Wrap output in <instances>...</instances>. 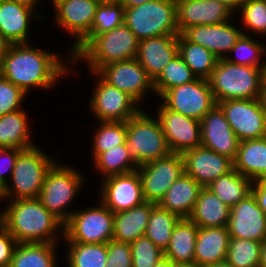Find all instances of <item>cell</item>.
Returning <instances> with one entry per match:
<instances>
[{
  "instance_id": "obj_1",
  "label": "cell",
  "mask_w": 266,
  "mask_h": 267,
  "mask_svg": "<svg viewBox=\"0 0 266 267\" xmlns=\"http://www.w3.org/2000/svg\"><path fill=\"white\" fill-rule=\"evenodd\" d=\"M48 51L50 49L35 48L29 42L10 44L0 65V75L27 95L32 88L51 89L69 72L67 64L72 63V57L68 52L65 62L57 53Z\"/></svg>"
},
{
  "instance_id": "obj_2",
  "label": "cell",
  "mask_w": 266,
  "mask_h": 267,
  "mask_svg": "<svg viewBox=\"0 0 266 267\" xmlns=\"http://www.w3.org/2000/svg\"><path fill=\"white\" fill-rule=\"evenodd\" d=\"M8 201L2 211L3 227L17 243H57L58 231L64 237V223L49 212L38 198Z\"/></svg>"
},
{
  "instance_id": "obj_3",
  "label": "cell",
  "mask_w": 266,
  "mask_h": 267,
  "mask_svg": "<svg viewBox=\"0 0 266 267\" xmlns=\"http://www.w3.org/2000/svg\"><path fill=\"white\" fill-rule=\"evenodd\" d=\"M139 40L124 23L113 30L96 35L73 59L72 64L84 61L90 72H97L102 66L135 59Z\"/></svg>"
},
{
  "instance_id": "obj_4",
  "label": "cell",
  "mask_w": 266,
  "mask_h": 267,
  "mask_svg": "<svg viewBox=\"0 0 266 267\" xmlns=\"http://www.w3.org/2000/svg\"><path fill=\"white\" fill-rule=\"evenodd\" d=\"M57 161L45 154L37 145L23 150L18 155L11 174L13 184L9 183L3 188V202L38 198L46 174Z\"/></svg>"
},
{
  "instance_id": "obj_5",
  "label": "cell",
  "mask_w": 266,
  "mask_h": 267,
  "mask_svg": "<svg viewBox=\"0 0 266 267\" xmlns=\"http://www.w3.org/2000/svg\"><path fill=\"white\" fill-rule=\"evenodd\" d=\"M214 99H258L261 91L260 68L219 59L208 79Z\"/></svg>"
},
{
  "instance_id": "obj_6",
  "label": "cell",
  "mask_w": 266,
  "mask_h": 267,
  "mask_svg": "<svg viewBox=\"0 0 266 267\" xmlns=\"http://www.w3.org/2000/svg\"><path fill=\"white\" fill-rule=\"evenodd\" d=\"M125 144L138 166L171 153L157 116L152 118L143 109L126 121Z\"/></svg>"
},
{
  "instance_id": "obj_7",
  "label": "cell",
  "mask_w": 266,
  "mask_h": 267,
  "mask_svg": "<svg viewBox=\"0 0 266 267\" xmlns=\"http://www.w3.org/2000/svg\"><path fill=\"white\" fill-rule=\"evenodd\" d=\"M123 20L139 41L179 34L176 0H154L124 8Z\"/></svg>"
},
{
  "instance_id": "obj_8",
  "label": "cell",
  "mask_w": 266,
  "mask_h": 267,
  "mask_svg": "<svg viewBox=\"0 0 266 267\" xmlns=\"http://www.w3.org/2000/svg\"><path fill=\"white\" fill-rule=\"evenodd\" d=\"M77 169L60 164L58 161L46 174L38 199L42 205L64 224L74 210H67L75 196L82 189L86 179ZM69 211V212H68Z\"/></svg>"
},
{
  "instance_id": "obj_9",
  "label": "cell",
  "mask_w": 266,
  "mask_h": 267,
  "mask_svg": "<svg viewBox=\"0 0 266 267\" xmlns=\"http://www.w3.org/2000/svg\"><path fill=\"white\" fill-rule=\"evenodd\" d=\"M95 207L75 210L64 224L65 242L107 243L113 237L114 213L100 200Z\"/></svg>"
},
{
  "instance_id": "obj_10",
  "label": "cell",
  "mask_w": 266,
  "mask_h": 267,
  "mask_svg": "<svg viewBox=\"0 0 266 267\" xmlns=\"http://www.w3.org/2000/svg\"><path fill=\"white\" fill-rule=\"evenodd\" d=\"M160 98L167 109L199 121L217 104L209 81L201 78L171 88Z\"/></svg>"
},
{
  "instance_id": "obj_11",
  "label": "cell",
  "mask_w": 266,
  "mask_h": 267,
  "mask_svg": "<svg viewBox=\"0 0 266 267\" xmlns=\"http://www.w3.org/2000/svg\"><path fill=\"white\" fill-rule=\"evenodd\" d=\"M96 76L97 84L93 95L89 99L90 114L98 121L126 122L135 116L142 108L126 92L120 91L106 83L97 73L90 72Z\"/></svg>"
},
{
  "instance_id": "obj_12",
  "label": "cell",
  "mask_w": 266,
  "mask_h": 267,
  "mask_svg": "<svg viewBox=\"0 0 266 267\" xmlns=\"http://www.w3.org/2000/svg\"><path fill=\"white\" fill-rule=\"evenodd\" d=\"M142 182L145 201L159 204L168 188L184 173L182 154L170 153L137 168Z\"/></svg>"
},
{
  "instance_id": "obj_13",
  "label": "cell",
  "mask_w": 266,
  "mask_h": 267,
  "mask_svg": "<svg viewBox=\"0 0 266 267\" xmlns=\"http://www.w3.org/2000/svg\"><path fill=\"white\" fill-rule=\"evenodd\" d=\"M217 105L240 141L266 137V114L258 99H228Z\"/></svg>"
},
{
  "instance_id": "obj_14",
  "label": "cell",
  "mask_w": 266,
  "mask_h": 267,
  "mask_svg": "<svg viewBox=\"0 0 266 267\" xmlns=\"http://www.w3.org/2000/svg\"><path fill=\"white\" fill-rule=\"evenodd\" d=\"M96 73L109 85L126 92L138 104L147 91L155 93L154 81L136 58L106 64Z\"/></svg>"
},
{
  "instance_id": "obj_15",
  "label": "cell",
  "mask_w": 266,
  "mask_h": 267,
  "mask_svg": "<svg viewBox=\"0 0 266 267\" xmlns=\"http://www.w3.org/2000/svg\"><path fill=\"white\" fill-rule=\"evenodd\" d=\"M101 179L98 198L114 214L146 202L138 170Z\"/></svg>"
},
{
  "instance_id": "obj_16",
  "label": "cell",
  "mask_w": 266,
  "mask_h": 267,
  "mask_svg": "<svg viewBox=\"0 0 266 267\" xmlns=\"http://www.w3.org/2000/svg\"><path fill=\"white\" fill-rule=\"evenodd\" d=\"M101 0H61L54 5V21L76 40L73 51L90 33Z\"/></svg>"
},
{
  "instance_id": "obj_17",
  "label": "cell",
  "mask_w": 266,
  "mask_h": 267,
  "mask_svg": "<svg viewBox=\"0 0 266 267\" xmlns=\"http://www.w3.org/2000/svg\"><path fill=\"white\" fill-rule=\"evenodd\" d=\"M157 118L164 132L167 145L172 153L182 154L201 146L200 121L167 109L158 107Z\"/></svg>"
},
{
  "instance_id": "obj_18",
  "label": "cell",
  "mask_w": 266,
  "mask_h": 267,
  "mask_svg": "<svg viewBox=\"0 0 266 267\" xmlns=\"http://www.w3.org/2000/svg\"><path fill=\"white\" fill-rule=\"evenodd\" d=\"M230 237L258 242L266 240V213L251 192L230 208L228 222Z\"/></svg>"
},
{
  "instance_id": "obj_19",
  "label": "cell",
  "mask_w": 266,
  "mask_h": 267,
  "mask_svg": "<svg viewBox=\"0 0 266 267\" xmlns=\"http://www.w3.org/2000/svg\"><path fill=\"white\" fill-rule=\"evenodd\" d=\"M184 173L192 177L202 187L234 169L232 159L204 146L186 150L182 153Z\"/></svg>"
},
{
  "instance_id": "obj_20",
  "label": "cell",
  "mask_w": 266,
  "mask_h": 267,
  "mask_svg": "<svg viewBox=\"0 0 266 267\" xmlns=\"http://www.w3.org/2000/svg\"><path fill=\"white\" fill-rule=\"evenodd\" d=\"M201 146L213 150L233 161L240 140L233 132L221 108L216 104L200 121Z\"/></svg>"
},
{
  "instance_id": "obj_21",
  "label": "cell",
  "mask_w": 266,
  "mask_h": 267,
  "mask_svg": "<svg viewBox=\"0 0 266 267\" xmlns=\"http://www.w3.org/2000/svg\"><path fill=\"white\" fill-rule=\"evenodd\" d=\"M177 24L181 34L198 25H213L232 20L234 12L217 0H176Z\"/></svg>"
},
{
  "instance_id": "obj_22",
  "label": "cell",
  "mask_w": 266,
  "mask_h": 267,
  "mask_svg": "<svg viewBox=\"0 0 266 267\" xmlns=\"http://www.w3.org/2000/svg\"><path fill=\"white\" fill-rule=\"evenodd\" d=\"M243 29L229 23L198 25L185 29L181 34L190 42L201 45L219 59H223L242 34Z\"/></svg>"
},
{
  "instance_id": "obj_23",
  "label": "cell",
  "mask_w": 266,
  "mask_h": 267,
  "mask_svg": "<svg viewBox=\"0 0 266 267\" xmlns=\"http://www.w3.org/2000/svg\"><path fill=\"white\" fill-rule=\"evenodd\" d=\"M178 35L170 34L139 41L136 59L155 81L164 67L178 55Z\"/></svg>"
},
{
  "instance_id": "obj_24",
  "label": "cell",
  "mask_w": 266,
  "mask_h": 267,
  "mask_svg": "<svg viewBox=\"0 0 266 267\" xmlns=\"http://www.w3.org/2000/svg\"><path fill=\"white\" fill-rule=\"evenodd\" d=\"M36 10L15 0H0V34L9 44L28 43L33 20H42Z\"/></svg>"
},
{
  "instance_id": "obj_25",
  "label": "cell",
  "mask_w": 266,
  "mask_h": 267,
  "mask_svg": "<svg viewBox=\"0 0 266 267\" xmlns=\"http://www.w3.org/2000/svg\"><path fill=\"white\" fill-rule=\"evenodd\" d=\"M229 241L227 227L198 228L194 264L205 267L226 260Z\"/></svg>"
},
{
  "instance_id": "obj_26",
  "label": "cell",
  "mask_w": 266,
  "mask_h": 267,
  "mask_svg": "<svg viewBox=\"0 0 266 267\" xmlns=\"http://www.w3.org/2000/svg\"><path fill=\"white\" fill-rule=\"evenodd\" d=\"M203 187L183 173L167 190L159 206L180 218H189Z\"/></svg>"
},
{
  "instance_id": "obj_27",
  "label": "cell",
  "mask_w": 266,
  "mask_h": 267,
  "mask_svg": "<svg viewBox=\"0 0 266 267\" xmlns=\"http://www.w3.org/2000/svg\"><path fill=\"white\" fill-rule=\"evenodd\" d=\"M234 169L252 182L266 179V137L240 141Z\"/></svg>"
},
{
  "instance_id": "obj_28",
  "label": "cell",
  "mask_w": 266,
  "mask_h": 267,
  "mask_svg": "<svg viewBox=\"0 0 266 267\" xmlns=\"http://www.w3.org/2000/svg\"><path fill=\"white\" fill-rule=\"evenodd\" d=\"M155 205L146 201L129 210L115 213L112 239L131 244L139 237L144 236L149 215Z\"/></svg>"
},
{
  "instance_id": "obj_29",
  "label": "cell",
  "mask_w": 266,
  "mask_h": 267,
  "mask_svg": "<svg viewBox=\"0 0 266 267\" xmlns=\"http://www.w3.org/2000/svg\"><path fill=\"white\" fill-rule=\"evenodd\" d=\"M230 208L209 188L203 187L189 219L199 228L227 227Z\"/></svg>"
},
{
  "instance_id": "obj_30",
  "label": "cell",
  "mask_w": 266,
  "mask_h": 267,
  "mask_svg": "<svg viewBox=\"0 0 266 267\" xmlns=\"http://www.w3.org/2000/svg\"><path fill=\"white\" fill-rule=\"evenodd\" d=\"M198 226L189 218H181L175 225L168 247L164 251V257L175 264L194 263V250Z\"/></svg>"
},
{
  "instance_id": "obj_31",
  "label": "cell",
  "mask_w": 266,
  "mask_h": 267,
  "mask_svg": "<svg viewBox=\"0 0 266 267\" xmlns=\"http://www.w3.org/2000/svg\"><path fill=\"white\" fill-rule=\"evenodd\" d=\"M26 110L9 112L0 116V148L30 149L32 142Z\"/></svg>"
},
{
  "instance_id": "obj_32",
  "label": "cell",
  "mask_w": 266,
  "mask_h": 267,
  "mask_svg": "<svg viewBox=\"0 0 266 267\" xmlns=\"http://www.w3.org/2000/svg\"><path fill=\"white\" fill-rule=\"evenodd\" d=\"M58 243H18L9 267H57Z\"/></svg>"
},
{
  "instance_id": "obj_33",
  "label": "cell",
  "mask_w": 266,
  "mask_h": 267,
  "mask_svg": "<svg viewBox=\"0 0 266 267\" xmlns=\"http://www.w3.org/2000/svg\"><path fill=\"white\" fill-rule=\"evenodd\" d=\"M124 6L117 1H101L89 35L71 51L72 59L96 36L115 29L124 23Z\"/></svg>"
},
{
  "instance_id": "obj_34",
  "label": "cell",
  "mask_w": 266,
  "mask_h": 267,
  "mask_svg": "<svg viewBox=\"0 0 266 267\" xmlns=\"http://www.w3.org/2000/svg\"><path fill=\"white\" fill-rule=\"evenodd\" d=\"M178 54L197 78L208 80L219 60L211 51L178 35Z\"/></svg>"
},
{
  "instance_id": "obj_35",
  "label": "cell",
  "mask_w": 266,
  "mask_h": 267,
  "mask_svg": "<svg viewBox=\"0 0 266 267\" xmlns=\"http://www.w3.org/2000/svg\"><path fill=\"white\" fill-rule=\"evenodd\" d=\"M252 181L235 169L220 176L207 186L229 208L251 193Z\"/></svg>"
},
{
  "instance_id": "obj_36",
  "label": "cell",
  "mask_w": 266,
  "mask_h": 267,
  "mask_svg": "<svg viewBox=\"0 0 266 267\" xmlns=\"http://www.w3.org/2000/svg\"><path fill=\"white\" fill-rule=\"evenodd\" d=\"M180 219L178 215L156 204L149 215L145 236L164 252L170 243L172 231Z\"/></svg>"
},
{
  "instance_id": "obj_37",
  "label": "cell",
  "mask_w": 266,
  "mask_h": 267,
  "mask_svg": "<svg viewBox=\"0 0 266 267\" xmlns=\"http://www.w3.org/2000/svg\"><path fill=\"white\" fill-rule=\"evenodd\" d=\"M66 246L67 267H105L107 263V243L66 242Z\"/></svg>"
},
{
  "instance_id": "obj_38",
  "label": "cell",
  "mask_w": 266,
  "mask_h": 267,
  "mask_svg": "<svg viewBox=\"0 0 266 267\" xmlns=\"http://www.w3.org/2000/svg\"><path fill=\"white\" fill-rule=\"evenodd\" d=\"M93 161L94 168L99 169L98 171L101 175L103 174V178L132 172L139 167L131 159L125 143L100 153Z\"/></svg>"
},
{
  "instance_id": "obj_39",
  "label": "cell",
  "mask_w": 266,
  "mask_h": 267,
  "mask_svg": "<svg viewBox=\"0 0 266 267\" xmlns=\"http://www.w3.org/2000/svg\"><path fill=\"white\" fill-rule=\"evenodd\" d=\"M197 77L178 54L154 81L155 95L161 97L167 90L194 81Z\"/></svg>"
},
{
  "instance_id": "obj_40",
  "label": "cell",
  "mask_w": 266,
  "mask_h": 267,
  "mask_svg": "<svg viewBox=\"0 0 266 267\" xmlns=\"http://www.w3.org/2000/svg\"><path fill=\"white\" fill-rule=\"evenodd\" d=\"M262 242L230 237L226 261L233 267H259Z\"/></svg>"
},
{
  "instance_id": "obj_41",
  "label": "cell",
  "mask_w": 266,
  "mask_h": 267,
  "mask_svg": "<svg viewBox=\"0 0 266 267\" xmlns=\"http://www.w3.org/2000/svg\"><path fill=\"white\" fill-rule=\"evenodd\" d=\"M246 33L241 35L229 52V54L233 53L236 56L231 54V57L227 55L224 59L234 64L260 68L262 62L260 58L266 55V44L254 39L253 36L248 35V32Z\"/></svg>"
},
{
  "instance_id": "obj_42",
  "label": "cell",
  "mask_w": 266,
  "mask_h": 267,
  "mask_svg": "<svg viewBox=\"0 0 266 267\" xmlns=\"http://www.w3.org/2000/svg\"><path fill=\"white\" fill-rule=\"evenodd\" d=\"M100 127L93 135L92 159L100 153L125 143L126 122L100 121Z\"/></svg>"
},
{
  "instance_id": "obj_43",
  "label": "cell",
  "mask_w": 266,
  "mask_h": 267,
  "mask_svg": "<svg viewBox=\"0 0 266 267\" xmlns=\"http://www.w3.org/2000/svg\"><path fill=\"white\" fill-rule=\"evenodd\" d=\"M239 11L247 30L266 37V0H245Z\"/></svg>"
},
{
  "instance_id": "obj_44",
  "label": "cell",
  "mask_w": 266,
  "mask_h": 267,
  "mask_svg": "<svg viewBox=\"0 0 266 267\" xmlns=\"http://www.w3.org/2000/svg\"><path fill=\"white\" fill-rule=\"evenodd\" d=\"M132 267H154L164 252L148 237L141 236L130 244Z\"/></svg>"
},
{
  "instance_id": "obj_45",
  "label": "cell",
  "mask_w": 266,
  "mask_h": 267,
  "mask_svg": "<svg viewBox=\"0 0 266 267\" xmlns=\"http://www.w3.org/2000/svg\"><path fill=\"white\" fill-rule=\"evenodd\" d=\"M25 96L19 87L0 75V116L20 110Z\"/></svg>"
},
{
  "instance_id": "obj_46",
  "label": "cell",
  "mask_w": 266,
  "mask_h": 267,
  "mask_svg": "<svg viewBox=\"0 0 266 267\" xmlns=\"http://www.w3.org/2000/svg\"><path fill=\"white\" fill-rule=\"evenodd\" d=\"M105 267H132V253L129 243L110 240L107 242V263Z\"/></svg>"
},
{
  "instance_id": "obj_47",
  "label": "cell",
  "mask_w": 266,
  "mask_h": 267,
  "mask_svg": "<svg viewBox=\"0 0 266 267\" xmlns=\"http://www.w3.org/2000/svg\"><path fill=\"white\" fill-rule=\"evenodd\" d=\"M22 151L23 149L18 148H0V186L2 188L8 184L5 173L7 171L10 172L9 175L11 177L18 155Z\"/></svg>"
},
{
  "instance_id": "obj_48",
  "label": "cell",
  "mask_w": 266,
  "mask_h": 267,
  "mask_svg": "<svg viewBox=\"0 0 266 267\" xmlns=\"http://www.w3.org/2000/svg\"><path fill=\"white\" fill-rule=\"evenodd\" d=\"M17 244L16 239L4 227L0 228V267L10 266Z\"/></svg>"
},
{
  "instance_id": "obj_49",
  "label": "cell",
  "mask_w": 266,
  "mask_h": 267,
  "mask_svg": "<svg viewBox=\"0 0 266 267\" xmlns=\"http://www.w3.org/2000/svg\"><path fill=\"white\" fill-rule=\"evenodd\" d=\"M251 192L255 196L259 207L266 213V179L254 181Z\"/></svg>"
},
{
  "instance_id": "obj_50",
  "label": "cell",
  "mask_w": 266,
  "mask_h": 267,
  "mask_svg": "<svg viewBox=\"0 0 266 267\" xmlns=\"http://www.w3.org/2000/svg\"><path fill=\"white\" fill-rule=\"evenodd\" d=\"M236 13L245 0H217Z\"/></svg>"
},
{
  "instance_id": "obj_51",
  "label": "cell",
  "mask_w": 266,
  "mask_h": 267,
  "mask_svg": "<svg viewBox=\"0 0 266 267\" xmlns=\"http://www.w3.org/2000/svg\"><path fill=\"white\" fill-rule=\"evenodd\" d=\"M118 1L124 6V8H130L154 0H118Z\"/></svg>"
},
{
  "instance_id": "obj_52",
  "label": "cell",
  "mask_w": 266,
  "mask_h": 267,
  "mask_svg": "<svg viewBox=\"0 0 266 267\" xmlns=\"http://www.w3.org/2000/svg\"><path fill=\"white\" fill-rule=\"evenodd\" d=\"M9 45L10 44L0 34V65L3 61L4 56L6 55Z\"/></svg>"
},
{
  "instance_id": "obj_53",
  "label": "cell",
  "mask_w": 266,
  "mask_h": 267,
  "mask_svg": "<svg viewBox=\"0 0 266 267\" xmlns=\"http://www.w3.org/2000/svg\"><path fill=\"white\" fill-rule=\"evenodd\" d=\"M262 110L266 114V86H262L258 97Z\"/></svg>"
},
{
  "instance_id": "obj_54",
  "label": "cell",
  "mask_w": 266,
  "mask_h": 267,
  "mask_svg": "<svg viewBox=\"0 0 266 267\" xmlns=\"http://www.w3.org/2000/svg\"><path fill=\"white\" fill-rule=\"evenodd\" d=\"M259 267H266V240L262 242Z\"/></svg>"
},
{
  "instance_id": "obj_55",
  "label": "cell",
  "mask_w": 266,
  "mask_h": 267,
  "mask_svg": "<svg viewBox=\"0 0 266 267\" xmlns=\"http://www.w3.org/2000/svg\"><path fill=\"white\" fill-rule=\"evenodd\" d=\"M154 267H175V263L163 256Z\"/></svg>"
},
{
  "instance_id": "obj_56",
  "label": "cell",
  "mask_w": 266,
  "mask_h": 267,
  "mask_svg": "<svg viewBox=\"0 0 266 267\" xmlns=\"http://www.w3.org/2000/svg\"><path fill=\"white\" fill-rule=\"evenodd\" d=\"M262 61L263 62L260 66L261 85L266 86V61L263 59H262Z\"/></svg>"
},
{
  "instance_id": "obj_57",
  "label": "cell",
  "mask_w": 266,
  "mask_h": 267,
  "mask_svg": "<svg viewBox=\"0 0 266 267\" xmlns=\"http://www.w3.org/2000/svg\"><path fill=\"white\" fill-rule=\"evenodd\" d=\"M15 1L35 10L37 9L36 8L37 3H39L41 0H15Z\"/></svg>"
},
{
  "instance_id": "obj_58",
  "label": "cell",
  "mask_w": 266,
  "mask_h": 267,
  "mask_svg": "<svg viewBox=\"0 0 266 267\" xmlns=\"http://www.w3.org/2000/svg\"><path fill=\"white\" fill-rule=\"evenodd\" d=\"M205 267H233V266L230 265L226 260H224L221 262H217L215 264L207 265Z\"/></svg>"
},
{
  "instance_id": "obj_59",
  "label": "cell",
  "mask_w": 266,
  "mask_h": 267,
  "mask_svg": "<svg viewBox=\"0 0 266 267\" xmlns=\"http://www.w3.org/2000/svg\"><path fill=\"white\" fill-rule=\"evenodd\" d=\"M175 267H200V266L192 263V264H175Z\"/></svg>"
},
{
  "instance_id": "obj_60",
  "label": "cell",
  "mask_w": 266,
  "mask_h": 267,
  "mask_svg": "<svg viewBox=\"0 0 266 267\" xmlns=\"http://www.w3.org/2000/svg\"><path fill=\"white\" fill-rule=\"evenodd\" d=\"M0 201H2L1 197H0ZM3 227V212H0V228Z\"/></svg>"
},
{
  "instance_id": "obj_61",
  "label": "cell",
  "mask_w": 266,
  "mask_h": 267,
  "mask_svg": "<svg viewBox=\"0 0 266 267\" xmlns=\"http://www.w3.org/2000/svg\"><path fill=\"white\" fill-rule=\"evenodd\" d=\"M59 1H61V0H51V2H52V6H54L55 4H57Z\"/></svg>"
},
{
  "instance_id": "obj_62",
  "label": "cell",
  "mask_w": 266,
  "mask_h": 267,
  "mask_svg": "<svg viewBox=\"0 0 266 267\" xmlns=\"http://www.w3.org/2000/svg\"><path fill=\"white\" fill-rule=\"evenodd\" d=\"M2 192H3V188L0 186V197L2 195Z\"/></svg>"
},
{
  "instance_id": "obj_63",
  "label": "cell",
  "mask_w": 266,
  "mask_h": 267,
  "mask_svg": "<svg viewBox=\"0 0 266 267\" xmlns=\"http://www.w3.org/2000/svg\"><path fill=\"white\" fill-rule=\"evenodd\" d=\"M101 1H117V0H101Z\"/></svg>"
}]
</instances>
